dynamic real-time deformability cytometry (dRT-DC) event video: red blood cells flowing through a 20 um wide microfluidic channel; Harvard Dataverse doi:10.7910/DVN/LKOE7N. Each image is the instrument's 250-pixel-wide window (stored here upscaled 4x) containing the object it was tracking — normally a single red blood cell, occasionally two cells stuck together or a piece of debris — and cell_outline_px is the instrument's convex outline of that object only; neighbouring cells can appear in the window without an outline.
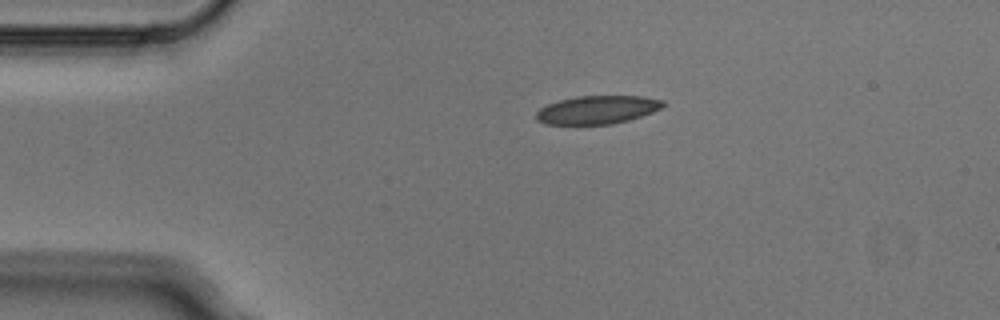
{"species": "Egyptian fruit bat (a non-hibernating species)", "species_latin": "Rousettus aegyptiacus", "temperature_condition": "cold", "stored_images_in_passage": 2, "camera_frame_rate_fps": 3000, "um_per_image_px": 0.085, "animal": {"sex": "male"}, "frame": {"image": 1, "passage_image": 1, "time_ms": 0.0, "image_size_px": [1000, 320], "cell_outline_px": [[664, 104], [660, 108], [652, 112], [628, 120], [612, 124], [548, 124], [536, 120], [536, 112], [540, 108], [548, 104], [560, 100], [576, 96], [644, 96], [664, 100]], "centroid_in_image_um": [50.76, 9.32], "position_along_channel_um": 34.2, "area_um2": 20.75}}